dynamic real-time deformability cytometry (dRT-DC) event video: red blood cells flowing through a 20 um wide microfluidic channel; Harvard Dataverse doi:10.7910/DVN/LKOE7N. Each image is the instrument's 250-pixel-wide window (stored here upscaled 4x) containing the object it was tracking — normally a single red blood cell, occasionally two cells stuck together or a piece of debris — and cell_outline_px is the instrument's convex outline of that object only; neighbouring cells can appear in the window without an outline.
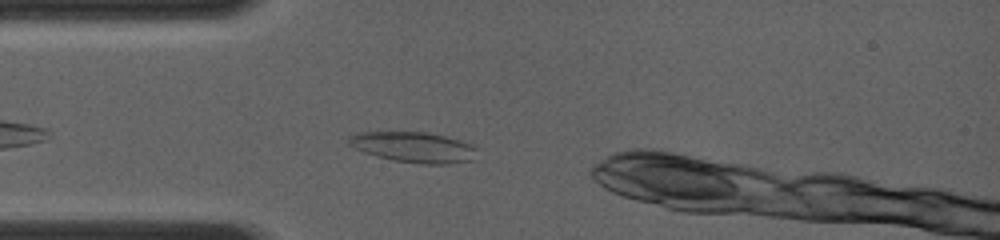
{"species": "common noctule bat (a hibernating species)", "species_latin": "Nyctalus noctula", "temperature_condition": "room temperature", "stored_images_in_passage": 10, "camera_frame_rate_fps": 4000, "um_per_image_px": 0.085, "animal": {"sex": "female", "body_mass_g": 19.0, "forearm_length_mm": 56.7}, "frame": {"image": 1, "passage_image": 4, "time_ms": 0.75, "image_size_px": [1000, 240], "cell_outline_px": [[476, 160], [448, 164], [420, 164], [392, 160], [376, 156], [352, 148], [344, 140], [348, 136], [356, 132], [388, 128], [428, 132], [460, 140], [472, 144], [476, 148]], "centroid_in_image_um": [35.05, 12.45], "position_along_channel_um": 50.0, "area_um2": 24.33}}